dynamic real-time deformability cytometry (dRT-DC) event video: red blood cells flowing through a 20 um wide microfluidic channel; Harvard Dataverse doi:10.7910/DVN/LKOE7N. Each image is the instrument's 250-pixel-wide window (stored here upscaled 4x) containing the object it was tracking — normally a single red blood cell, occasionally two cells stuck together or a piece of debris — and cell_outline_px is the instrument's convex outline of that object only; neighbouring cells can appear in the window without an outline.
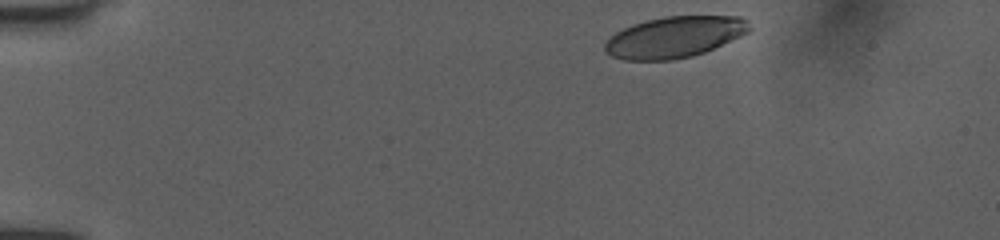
{"species": "human", "species_latin": "Homo sapiens", "temperature_condition": "room temperature", "stored_images_in_passage": 13, "camera_frame_rate_fps": 3000, "um_per_image_px": 0.085, "donor": {"sex": "female"}, "frame": {"image": 1, "passage_image": 2, "time_ms": 0.333, "image_size_px": [1000, 240], "cell_outline_px": [[752, 28], [748, 32], [740, 36], [704, 52], [692, 56], [672, 60], [624, 60], [612, 56], [604, 52], [604, 44], [616, 32], [632, 24], [664, 16], [740, 16], [748, 20]], "centroid_in_image_um": [57.34, 3.15], "position_along_channel_um": 27.7, "area_um2": 34.62}}
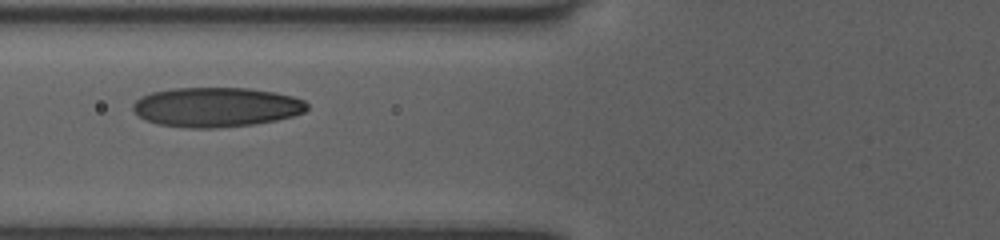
{"frame": {"image": 2, "passage_image": 12, "time_ms": 4.667, "image_size_px": [1000, 240], "cell_outline_px": [[308, 108], [304, 112], [292, 116], [276, 120], [252, 124], [216, 128], [188, 128], [160, 124], [148, 120], [140, 116], [132, 108], [132, 104], [140, 96], [152, 92], [172, 88], [248, 88], [276, 92], [292, 96], [304, 100], [308, 104]], "centroid_in_image_um": [18.39, 9.09], "position_along_channel_um": 107.4, "area_um2": 40.11}}